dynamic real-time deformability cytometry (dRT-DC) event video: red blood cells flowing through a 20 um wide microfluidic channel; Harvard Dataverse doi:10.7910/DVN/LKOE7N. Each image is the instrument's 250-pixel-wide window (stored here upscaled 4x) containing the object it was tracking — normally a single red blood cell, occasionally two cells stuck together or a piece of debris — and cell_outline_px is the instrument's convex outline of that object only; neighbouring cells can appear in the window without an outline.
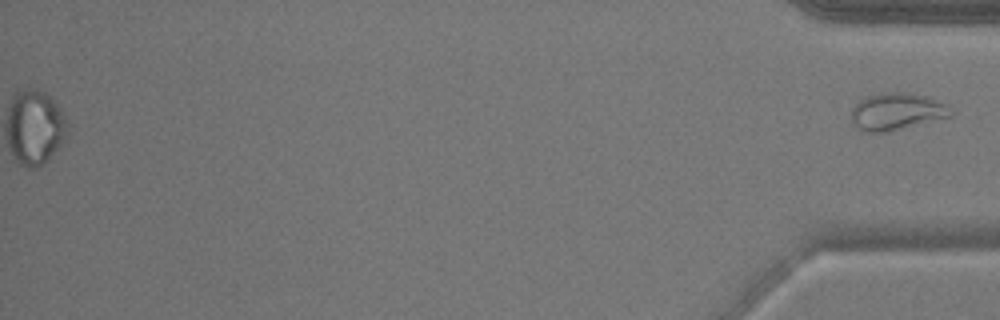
{"species": "common noctule bat (a hibernating species)", "species_latin": "Nyctalus noctula", "temperature_condition": "warm", "stored_images_in_passage": 37, "segment_of_instrument_passage": [2, 2], "camera_frame_rate_fps": 3000, "um_per_image_px": 0.085, "animal": {"sex": "male", "body_mass_g": 17.9}, "frame": {"image": 1, "passage_image": 37, "time_ms": 12.0, "image_size_px": [1000, 320], "cell_outline_px": [[956, 112], [952, 116], [884, 132], [864, 132], [852, 124], [852, 108], [864, 96], [880, 92], [904, 92], [928, 96], [944, 104]], "centroid_in_image_um": [76.2, 9.46], "position_along_channel_um": 359.0, "area_um2": 21.5}}